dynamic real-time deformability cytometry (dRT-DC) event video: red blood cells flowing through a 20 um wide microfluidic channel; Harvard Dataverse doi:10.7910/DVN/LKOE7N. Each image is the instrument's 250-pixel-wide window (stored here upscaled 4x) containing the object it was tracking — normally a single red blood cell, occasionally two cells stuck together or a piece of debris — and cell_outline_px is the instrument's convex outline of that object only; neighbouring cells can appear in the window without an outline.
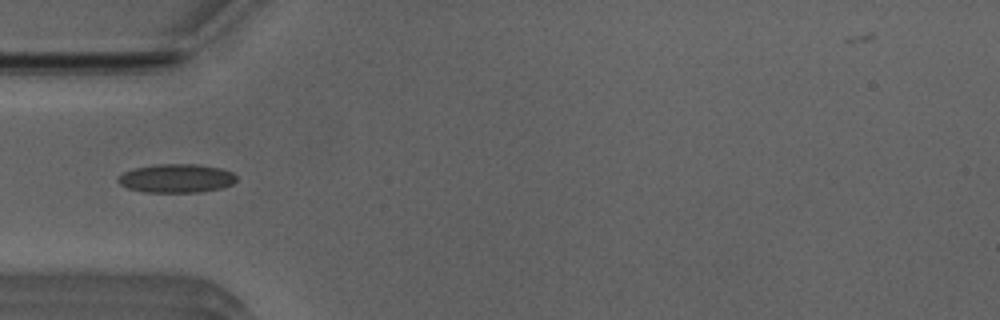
{"species": "Egyptian fruit bat (a non-hibernating species)", "species_latin": "Rousettus aegyptiacus", "temperature_condition": "room temperature", "stored_images_in_passage": 31, "camera_frame_rate_fps": 3000, "um_per_image_px": 0.085, "animal": {"sex": "male"}, "frame": {"image": 1, "passage_image": 1, "time_ms": 0.0, "image_size_px": [1000, 320], "cell_outline_px": [[236, 180], [232, 184], [220, 188], [200, 192], [144, 192], [128, 188], [120, 184], [116, 180], [124, 172], [136, 168], [156, 164], [196, 164], [220, 168], [232, 172], [236, 176]], "centroid_in_image_um": [15.0, 15.16], "position_along_channel_um": 70.0, "area_um2": 19.65}}
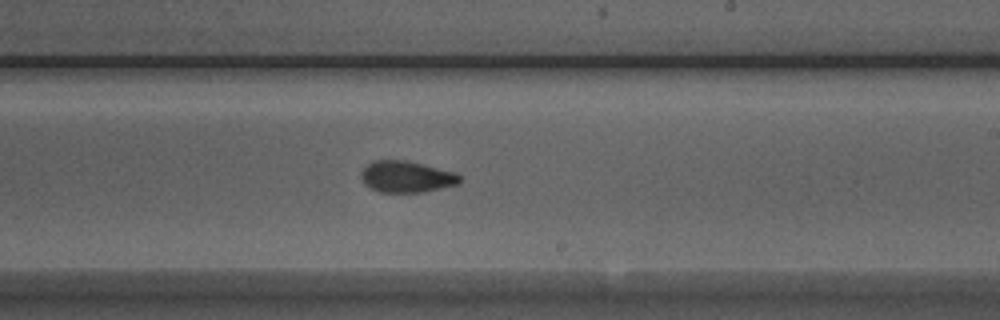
{"frame": {"image": 2, "passage_image": 15, "time_ms": 4.667, "image_size_px": [1000, 320], "cell_outline_px": [[460, 184], [424, 192], [380, 192], [364, 184], [360, 176], [360, 172], [372, 160], [408, 160], [456, 172], [460, 176]], "centroid_in_image_um": [34.56, 15.01], "position_along_channel_um": 254.4, "area_um2": 18.26}}
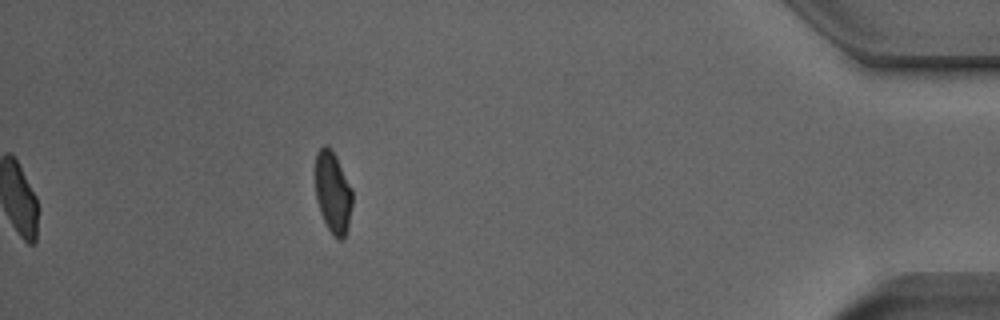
{"frame": {"image": 3, "passage_image": 31, "time_ms": 10.0, "image_size_px": [1000, 320], "cell_outline_px": [[352, 204], [348, 228], [344, 236], [340, 240], [332, 236], [320, 212], [316, 200], [316, 152], [324, 144], [336, 156], [352, 188]], "centroid_in_image_um": [28.3, 16.38], "position_along_channel_um": 406.9, "area_um2": 17.51}, "authors_computed_cell_mechanics": {"area_um2": 18.3804, "velocity_mm_per_s": 3.9421, "shape_relaxation_time_tau1_ms": null, "shape_relaxation_time_tau2_ms": 1.2682, "deformation_change_tau1": null, "deformation_change_tau2": 0.0598}}